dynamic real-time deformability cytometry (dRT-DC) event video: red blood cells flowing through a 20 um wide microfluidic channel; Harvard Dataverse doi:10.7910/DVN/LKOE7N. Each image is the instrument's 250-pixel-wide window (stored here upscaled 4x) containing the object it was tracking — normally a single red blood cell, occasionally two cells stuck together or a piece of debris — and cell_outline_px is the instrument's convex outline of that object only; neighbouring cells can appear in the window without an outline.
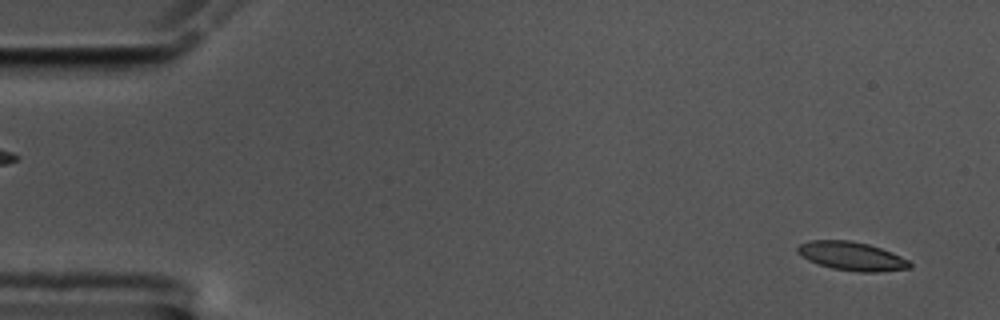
{"species": "common noctule bat (a hibernating species)", "species_latin": "Nyctalus noctula", "temperature_condition": "cold", "stored_images_in_passage": 57, "camera_frame_rate_fps": 3000, "um_per_image_px": 0.085, "animal": {"sex": "male", "body_mass_g": 17.5, "forearm_length_mm": 52.3}, "frame": {"image": 1, "passage_image": 3, "time_ms": 0.667, "image_size_px": [1000, 320], "cell_outline_px": [[912, 268], [880, 272], [860, 272], [832, 268], [808, 260], [796, 252], [796, 248], [800, 244], [808, 240], [852, 240], [868, 244], [892, 252], [908, 260], [912, 264]], "centroid_in_image_um": [72.4, 21.77], "position_along_channel_um": 12.6, "area_um2": 18.79}}
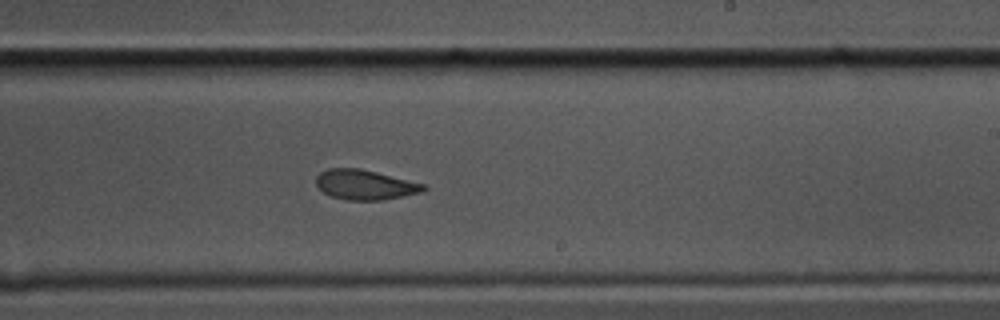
{"frame": {"image": 2, "passage_image": 34, "time_ms": 11.0, "image_size_px": [1000, 320], "cell_outline_px": [[428, 188], [420, 192], [384, 200], [348, 200], [332, 196], [324, 192], [316, 184], [316, 176], [320, 172], [328, 168], [360, 168], [424, 184]], "centroid_in_image_um": [31.0, 15.7], "position_along_channel_um": 258.0, "area_um2": 18.5}}
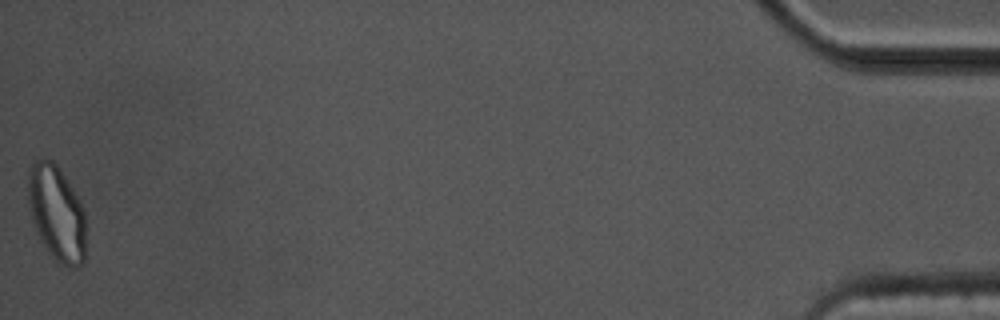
{"frame": {"image": 3, "passage_image": 57, "time_ms": 18.667, "image_size_px": [1000, 320], "cell_outline_px": [[88, 224], [84, 264], [76, 268], [72, 268], [60, 264], [48, 252], [40, 240], [32, 220], [28, 204], [28, 172], [32, 164], [36, 160], [52, 160], [56, 164], [80, 200], [84, 208]], "centroid_in_image_um": [4.87, 18.19], "position_along_channel_um": 430.3, "area_um2": 32.83}, "authors_computed_cell_mechanics": {"area_um2": 19.363, "velocity_mm_per_s": 3.5152, "shape_relaxation_time_tau1_ms": 8.2491, "shape_relaxation_time_tau2_ms": 2.9558, "deformation_change_tau1": 0.2088, "deformation_change_tau2": 0.0781}}